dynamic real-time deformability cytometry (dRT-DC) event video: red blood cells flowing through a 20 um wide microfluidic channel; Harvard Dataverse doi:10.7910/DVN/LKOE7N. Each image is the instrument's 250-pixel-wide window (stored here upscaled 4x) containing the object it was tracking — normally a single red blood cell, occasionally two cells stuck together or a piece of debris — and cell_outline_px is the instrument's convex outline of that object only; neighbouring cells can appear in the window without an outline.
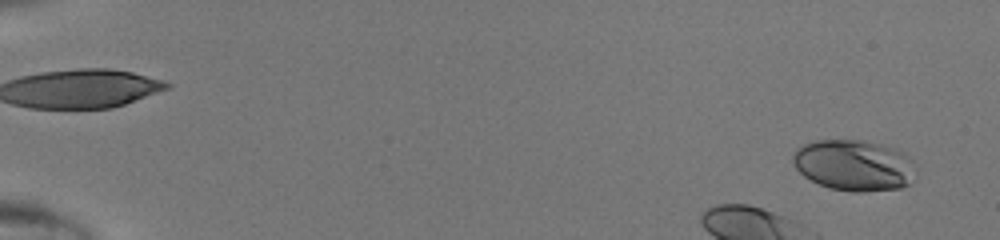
{"species": "human", "species_latin": "Homo sapiens", "temperature_condition": "room temperature", "stored_images_in_passage": 46, "camera_frame_rate_fps": 3000, "um_per_image_px": 0.085, "donor": {"sex": "male"}, "frame": {"image": 1, "passage_image": 2, "time_ms": 0.333, "image_size_px": [1000, 240], "cell_outline_px": [[908, 184], [900, 188], [860, 192], [852, 192], [828, 188], [804, 176], [796, 168], [792, 160], [792, 156], [796, 148], [804, 144], [816, 140], [860, 140], [892, 148], [908, 156]], "centroid_in_image_um": [72.43, 14.05], "position_along_channel_um": 12.6, "area_um2": 35.43}}
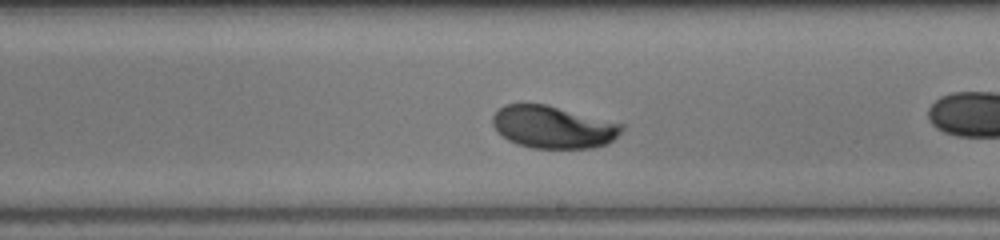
{"frame": {"image": 2, "passage_image": 27, "time_ms": 8.667, "image_size_px": [1000, 240], "cell_outline_px": [[624, 128], [608, 144], [592, 148], [532, 148], [516, 144], [508, 140], [492, 124], [492, 116], [504, 104], [548, 104], [624, 124]], "centroid_in_image_um": [47.03, 10.79], "position_along_channel_um": 242.0, "area_um2": 31.91}}
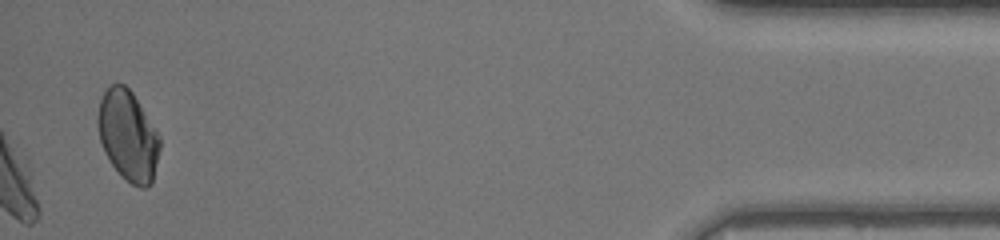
{"frame": {"image": 3, "passage_image": 46, "time_ms": 15.0, "image_size_px": [1000, 240], "cell_outline_px": [[160, 148], [152, 180], [144, 188], [140, 188], [132, 184], [112, 164], [104, 152], [100, 140], [96, 120], [96, 116], [100, 100], [104, 92], [112, 84], [124, 84], [132, 92], [156, 128], [160, 136]], "centroid_in_image_um": [10.87, 11.49], "position_along_channel_um": 424.3, "area_um2": 32.31}}